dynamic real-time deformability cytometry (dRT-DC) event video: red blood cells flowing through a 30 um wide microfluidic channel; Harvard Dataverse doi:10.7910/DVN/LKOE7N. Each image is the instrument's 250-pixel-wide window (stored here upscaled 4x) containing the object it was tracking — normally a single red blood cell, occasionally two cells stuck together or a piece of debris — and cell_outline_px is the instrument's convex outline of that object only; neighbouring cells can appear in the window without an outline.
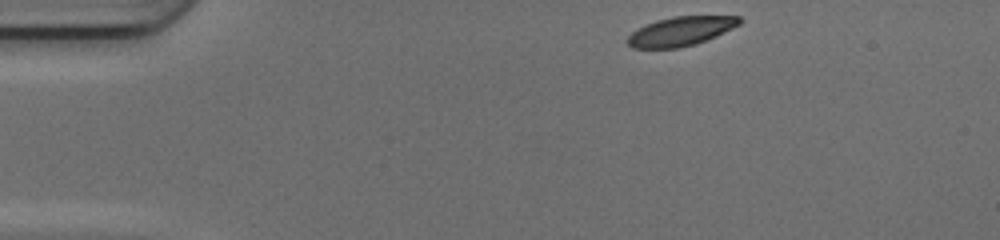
{"species": "common noctule bat (a hibernating species)", "species_latin": "Nyctalus noctula", "temperature_condition": "cold", "stored_images_in_passage": 43, "camera_frame_rate_fps": 3000, "um_per_image_px": 0.085, "animal": {"sex": "female", "body_mass_g": 17.0, "forearm_length_mm": 48.0}, "frame": {"image": 1, "passage_image": 1, "time_ms": 0.0, "image_size_px": [1000, 240], "cell_outline_px": [[744, 20], [740, 24], [716, 36], [696, 44], [676, 48], [632, 48], [624, 40], [632, 32], [656, 20], [676, 16], [740, 16]], "centroid_in_image_um": [57.87, 2.66], "position_along_channel_um": 27.1, "area_um2": 18.96}}
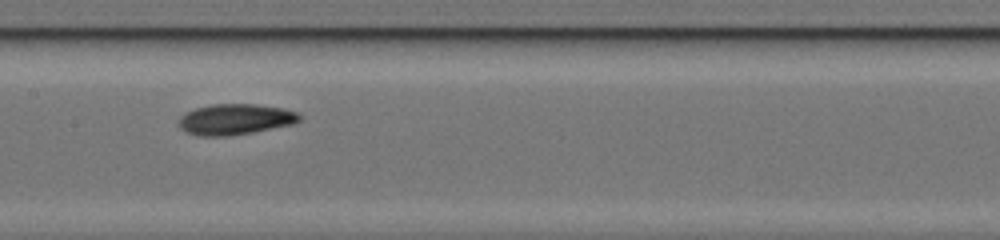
{"frame": {"image": 2, "passage_image": 18, "time_ms": 5.667, "image_size_px": [1000, 240], "cell_outline_px": [[300, 120], [292, 124], [252, 132], [228, 136], [200, 136], [188, 132], [180, 128], [180, 116], [184, 112], [196, 108], [212, 104], [256, 104], [284, 108], [296, 112], [300, 116]], "centroid_in_image_um": [19.98, 10.13], "position_along_channel_um": 187.4, "area_um2": 21.5}}
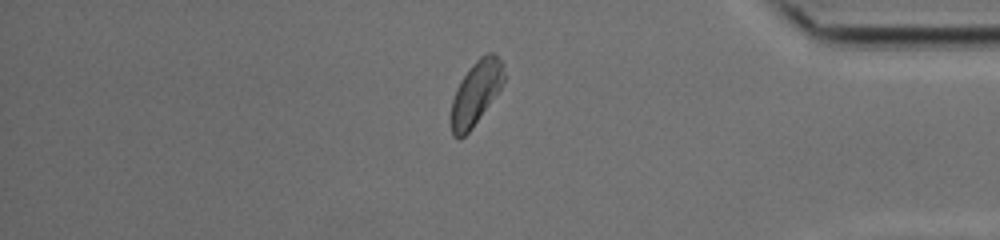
{"frame": {"image": 3, "passage_image": 35, "time_ms": 11.333, "image_size_px": [1000, 240], "cell_outline_px": [[504, 80], [500, 88], [472, 128], [460, 140], [456, 140], [452, 136], [452, 100], [456, 88], [460, 80], [468, 68], [480, 56], [488, 52], [496, 52], [504, 64]], "centroid_in_image_um": [40.45, 7.86], "position_along_channel_um": 394.7, "area_um2": 19.65}, "authors_computed_cell_mechanics": {"area_um2": 20.6924, "velocity_mm_per_s": 4.1484, "shape_relaxation_time_tau1_ms": 4.1563, "shape_relaxation_time_tau2_ms": null, "deformation_change_tau1": 0.1252, "deformation_change_tau2": null}}